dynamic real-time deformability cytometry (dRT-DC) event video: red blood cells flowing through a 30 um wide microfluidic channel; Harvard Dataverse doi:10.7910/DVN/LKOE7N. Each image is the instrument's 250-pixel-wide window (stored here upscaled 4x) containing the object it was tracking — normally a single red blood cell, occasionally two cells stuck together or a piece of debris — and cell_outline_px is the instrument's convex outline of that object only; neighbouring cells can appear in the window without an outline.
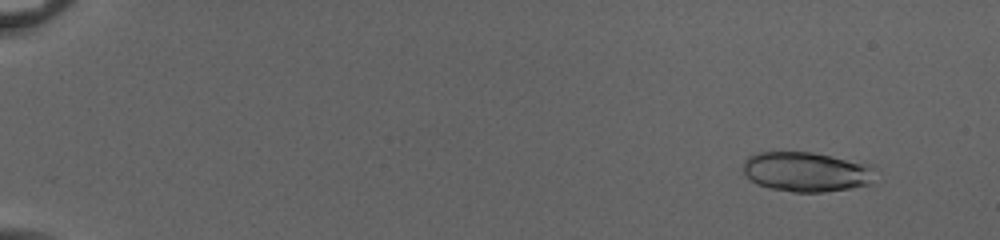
{"species": "common noctule bat (a hibernating species)", "species_latin": "Nyctalus noctula", "temperature_condition": "cold", "stored_images_in_passage": 53, "camera_frame_rate_fps": 3000, "um_per_image_px": 0.085, "animal": {"sex": "female", "body_mass_g": 20.0, "forearm_length_mm": 54.0}, "frame": {"image": 1, "passage_image": 5, "time_ms": 1.333, "image_size_px": [1000, 240], "cell_outline_px": [[876, 184], [852, 188], [824, 192], [792, 192], [768, 188], [756, 184], [744, 176], [744, 160], [748, 156], [756, 152], [812, 152], [872, 164], [876, 168]], "centroid_in_image_um": [68.61, 14.61], "position_along_channel_um": 16.4, "area_um2": 31.5}}
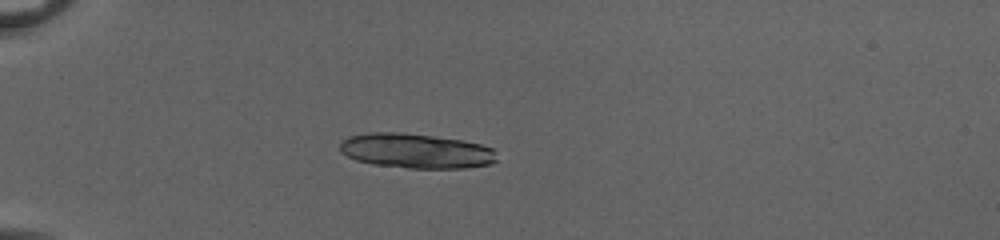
{"frame": {"image": 2, "passage_image": 17, "time_ms": 5.333, "image_size_px": [1000, 240], "cell_outline_px": [[496, 160], [492, 164], [464, 168], [408, 168], [372, 164], [356, 160], [340, 152], [340, 144], [348, 136], [368, 132], [396, 132], [432, 136], [460, 140], [480, 144], [492, 148]], "centroid_in_image_um": [35.32, 12.83], "position_along_channel_um": 49.7, "area_um2": 31.62}}